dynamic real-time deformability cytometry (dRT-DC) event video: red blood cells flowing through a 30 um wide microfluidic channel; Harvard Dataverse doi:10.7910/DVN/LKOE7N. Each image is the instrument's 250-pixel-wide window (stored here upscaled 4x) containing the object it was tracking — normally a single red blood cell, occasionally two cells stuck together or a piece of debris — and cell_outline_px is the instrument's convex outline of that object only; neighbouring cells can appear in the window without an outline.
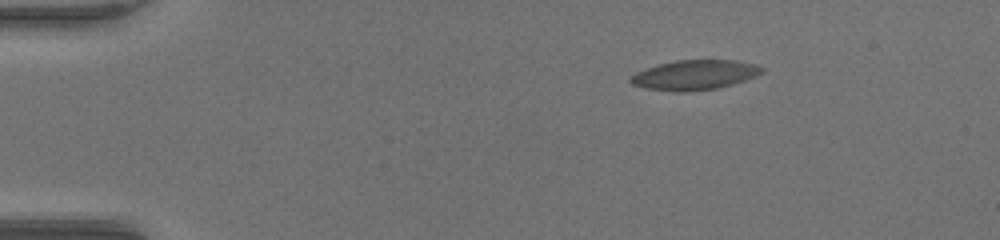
{"species": "common noctule bat (a hibernating species)", "species_latin": "Nyctalus noctula", "temperature_condition": "warm", "stored_images_in_passage": 46, "camera_frame_rate_fps": 3000, "um_per_image_px": 0.085, "animal": {"sex": "female", "body_mass_g": 17.0, "forearm_length_mm": 48.0}, "frame": {"image": 1, "passage_image": 1, "time_ms": 0.0, "image_size_px": [1000, 240], "cell_outline_px": [[764, 72], [756, 76], [732, 84], [716, 88], [680, 92], [676, 92], [644, 88], [632, 84], [628, 80], [636, 72], [660, 64], [676, 60], [732, 60], [756, 64], [764, 68]], "centroid_in_image_um": [59.05, 6.37], "position_along_channel_um": 26.0, "area_um2": 22.6}}
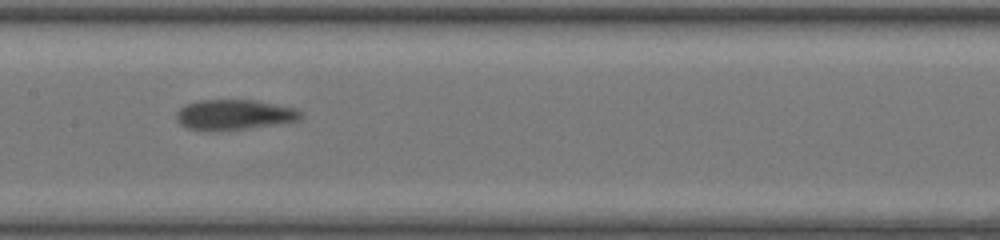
{"frame": {"image": 2, "passage_image": 20, "time_ms": 6.333, "image_size_px": [1000, 240], "cell_outline_px": [[304, 116], [300, 120], [276, 124], [248, 128], [212, 132], [188, 128], [180, 124], [176, 120], [176, 112], [180, 108], [188, 104], [200, 100], [256, 100], [296, 108], [304, 112]], "centroid_in_image_um": [19.93, 9.76], "position_along_channel_um": 187.5, "area_um2": 22.2}}
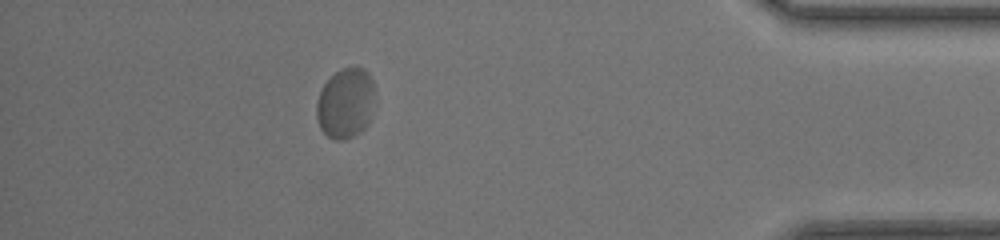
{"frame": {"image": 3, "passage_image": 40, "time_ms": 13.0, "image_size_px": [1000, 240], "cell_outline_px": [[372, 92], [368, 124], [360, 132], [352, 136], [340, 140], [336, 140], [328, 136], [320, 128], [316, 116], [316, 104], [320, 92], [324, 84], [340, 68], [356, 64], [364, 68], [368, 72], [372, 80]], "centroid_in_image_um": [29.33, 8.73], "position_along_channel_um": 405.9, "area_um2": 23.58}, "authors_computed_cell_mechanics": {"area_um2": 22.3686, "velocity_mm_per_s": 3.9363, "shape_relaxation_time_tau1_ms": 5.4571, "shape_relaxation_time_tau2_ms": 0.9786, "deformation_change_tau1": 0.13, "deformation_change_tau2": 0.0504}}